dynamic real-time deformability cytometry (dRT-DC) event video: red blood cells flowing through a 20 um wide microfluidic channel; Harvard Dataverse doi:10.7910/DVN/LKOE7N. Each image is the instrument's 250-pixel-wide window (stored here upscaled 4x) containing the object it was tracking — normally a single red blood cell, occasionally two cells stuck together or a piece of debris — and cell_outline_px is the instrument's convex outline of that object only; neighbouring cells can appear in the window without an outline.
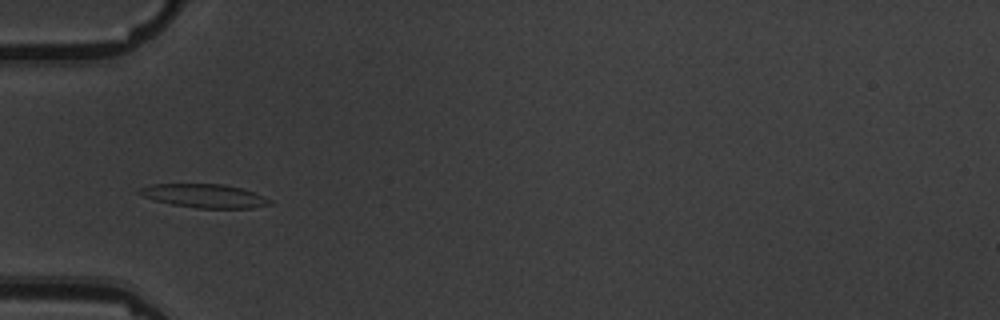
{"species": "common noctule bat (a hibernating species)", "species_latin": "Nyctalus noctula", "temperature_condition": "warm", "stored_images_in_passage": 5, "camera_frame_rate_fps": 3000, "um_per_image_px": 0.085, "animal": {"sex": "male", "body_mass_g": 19.5, "forearm_length_mm": 54.6}, "frame": {"image": 1, "passage_image": 2, "time_ms": 1.333, "image_size_px": [1000, 320], "cell_outline_px": [[272, 204], [252, 208], [196, 208], [172, 204], [156, 200], [144, 196], [136, 192], [140, 188], [152, 184], [224, 184], [244, 188], [264, 196], [272, 200]], "centroid_in_image_um": [17.43, 16.64], "position_along_channel_um": 67.6, "area_um2": 17.98}}
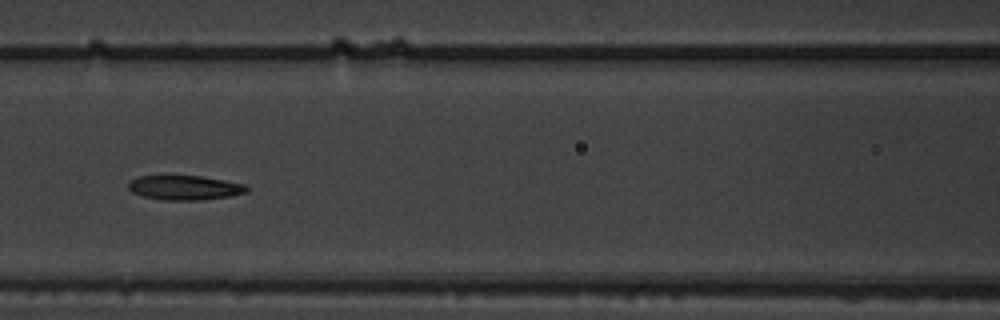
{"frame": {"image": 2, "passage_image": 4, "time_ms": 3.667, "image_size_px": [1000, 320], "cell_outline_px": [[248, 192], [228, 196], [200, 200], [164, 200], [144, 196], [132, 192], [128, 188], [128, 180], [136, 176], [200, 176], [248, 184]], "centroid_in_image_um": [15.69, 15.94], "position_along_channel_um": 150.9, "area_um2": 16.94}}
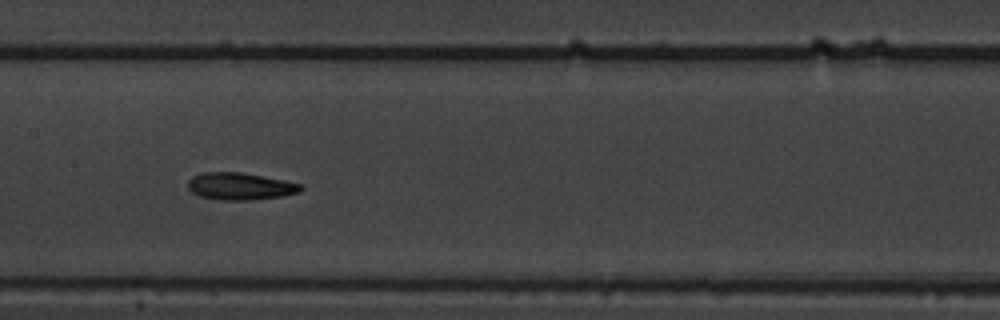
{"frame": {"image": 3, "passage_image": 5, "time_ms": 4.667, "image_size_px": [1000, 320], "cell_outline_px": [[304, 188], [300, 192], [280, 196], [252, 200], [220, 200], [200, 196], [192, 192], [188, 188], [188, 180], [192, 176], [200, 172], [240, 172], [284, 180], [304, 184]], "centroid_in_image_um": [20.42, 15.83], "position_along_channel_um": 187.0, "area_um2": 17.98}}